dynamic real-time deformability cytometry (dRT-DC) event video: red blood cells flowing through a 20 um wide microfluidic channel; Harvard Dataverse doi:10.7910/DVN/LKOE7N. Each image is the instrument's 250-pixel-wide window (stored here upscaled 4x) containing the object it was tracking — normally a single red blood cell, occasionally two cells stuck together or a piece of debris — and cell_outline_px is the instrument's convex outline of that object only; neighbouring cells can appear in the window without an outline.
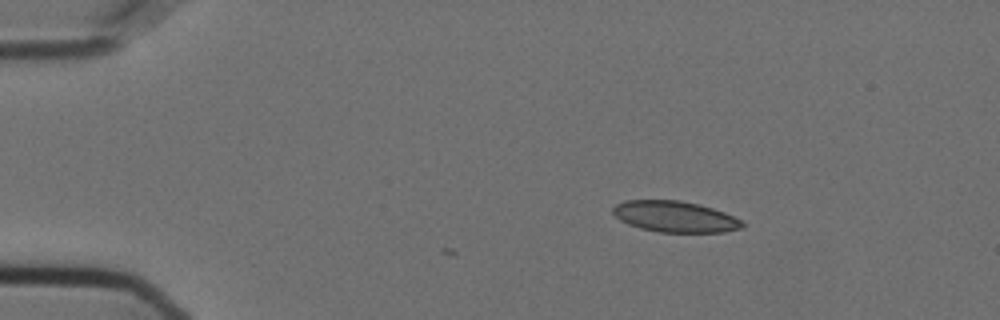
{"species": "Egyptian fruit bat (a non-hibernating species)", "species_latin": "Rousettus aegyptiacus", "temperature_condition": "cold", "stored_images_in_passage": 3, "camera_frame_rate_fps": 3000, "um_per_image_px": 0.085, "animal": {"sex": "female"}, "frame": {"image": 1, "passage_image": 1, "time_ms": 0.0, "image_size_px": [1000, 320], "cell_outline_px": [[744, 228], [724, 232], [660, 232], [640, 228], [628, 224], [620, 220], [612, 212], [612, 208], [616, 204], [624, 200], [680, 200], [712, 208], [724, 212], [740, 220], [744, 224]], "centroid_in_image_um": [57.35, 18.41], "position_along_channel_um": 27.6, "area_um2": 23.35}}